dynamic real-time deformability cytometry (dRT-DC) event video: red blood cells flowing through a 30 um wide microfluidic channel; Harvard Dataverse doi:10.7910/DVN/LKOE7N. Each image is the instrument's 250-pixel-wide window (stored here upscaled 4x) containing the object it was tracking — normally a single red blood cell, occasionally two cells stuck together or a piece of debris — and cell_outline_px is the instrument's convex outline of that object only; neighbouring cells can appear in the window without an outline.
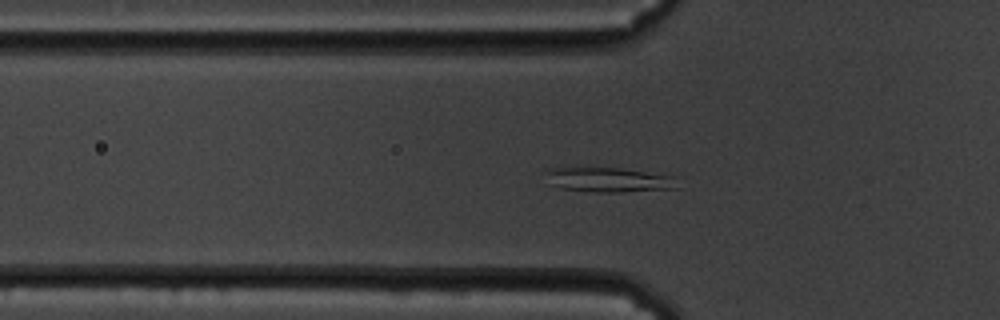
{"species": "common noctule bat (a hibernating species)", "species_latin": "Nyctalus noctula", "temperature_condition": "cold", "stored_images_in_passage": 34, "camera_frame_rate_fps": 3000, "um_per_image_px": 0.085, "animal": {"sex": "male", "body_mass_g": 19.5, "forearm_length_mm": 54.6}, "frame": {"image": 1, "passage_image": 2, "time_ms": 0.333, "image_size_px": [1000, 320], "cell_outline_px": [[680, 188], [620, 192], [592, 192], [560, 188], [548, 184], [544, 172], [544, 168], [572, 164], [620, 168], [676, 176]], "centroid_in_image_um": [51.6, 15.22], "position_along_channel_um": 74.2, "area_um2": 20.4}}
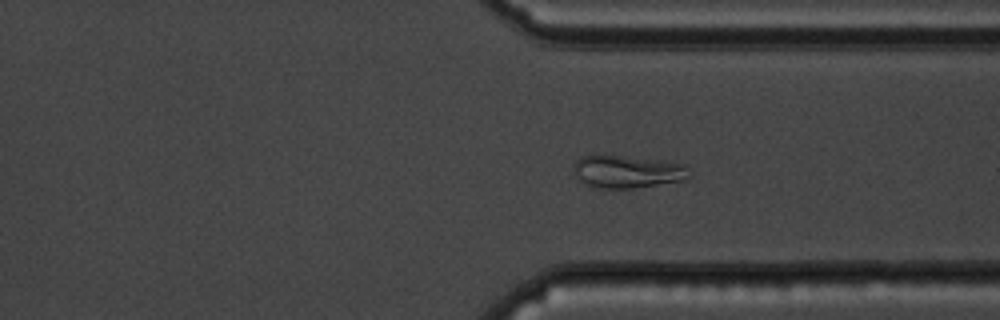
{"frame": {"image": 2, "passage_image": 27, "time_ms": 8.667, "image_size_px": [1000, 320], "cell_outline_px": [[692, 176], [688, 180], [636, 188], [592, 188], [580, 180], [576, 176], [572, 164], [580, 156], [620, 156], [664, 160], [684, 164], [688, 168]], "centroid_in_image_um": [53.38, 14.6], "position_along_channel_um": 358.0, "area_um2": 22.31}}
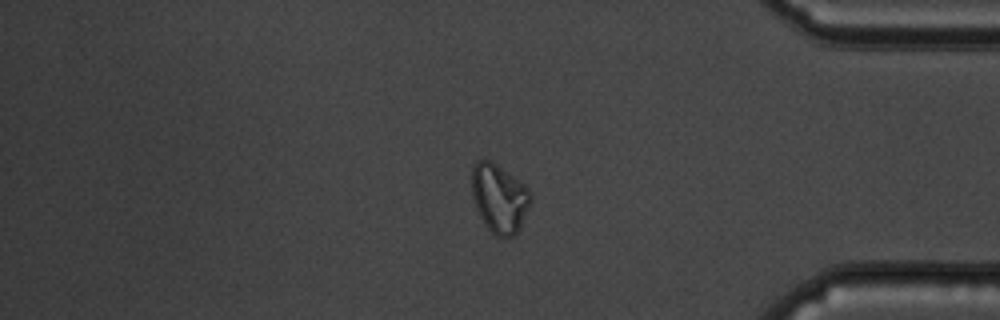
{"frame": {"image": 3, "passage_image": 32, "time_ms": 10.333, "image_size_px": [1000, 320], "cell_outline_px": [[532, 200], [520, 228], [512, 236], [496, 236], [488, 228], [480, 216], [476, 208], [472, 196], [472, 168], [476, 160], [488, 160], [496, 164], [520, 180], [528, 188], [532, 196]], "centroid_in_image_um": [42.45, 16.83], "position_along_channel_um": 392.7, "area_um2": 23.47}, "authors_computed_cell_mechanics": {"area_um2": 16.6175, "velocity_mm_per_s": 3.4009, "shape_relaxation_time_tau1_ms": null, "shape_relaxation_time_tau2_ms": 5.2494, "deformation_change_tau1": null, "deformation_change_tau2": 0.0756}}